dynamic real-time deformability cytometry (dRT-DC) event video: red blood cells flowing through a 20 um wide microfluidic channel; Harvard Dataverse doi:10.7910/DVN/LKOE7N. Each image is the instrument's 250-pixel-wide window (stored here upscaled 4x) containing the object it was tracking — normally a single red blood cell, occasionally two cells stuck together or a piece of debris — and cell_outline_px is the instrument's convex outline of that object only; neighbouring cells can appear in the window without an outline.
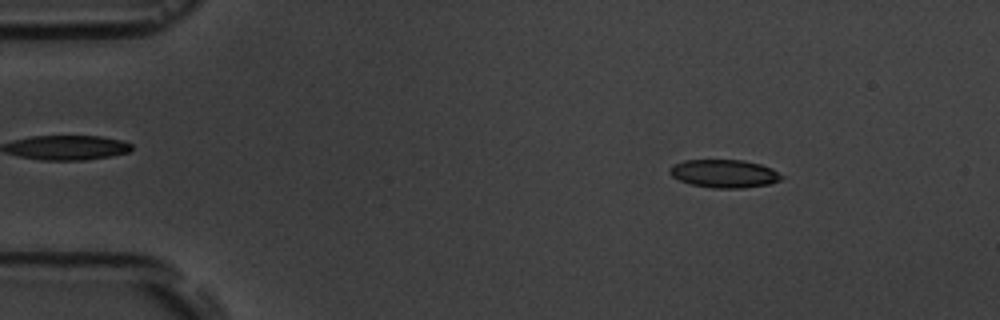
{"species": "common noctule bat (a hibernating species)", "species_latin": "Nyctalus noctula", "temperature_condition": "room temperature", "stored_images_in_passage": 9, "camera_frame_rate_fps": 3000, "um_per_image_px": 0.085, "animal": {"sex": "male", "body_mass_g": 19.5, "forearm_length_mm": 54.6}, "frame": {"image": 1, "passage_image": 2, "time_ms": 1.333, "image_size_px": [1000, 320], "cell_outline_px": [[784, 176], [780, 180], [768, 184], [744, 188], [712, 188], [692, 184], [680, 180], [672, 176], [668, 172], [668, 168], [684, 160], [744, 160], [760, 164], [772, 168]], "centroid_in_image_um": [61.57, 14.75], "position_along_channel_um": 23.4, "area_um2": 18.26}}
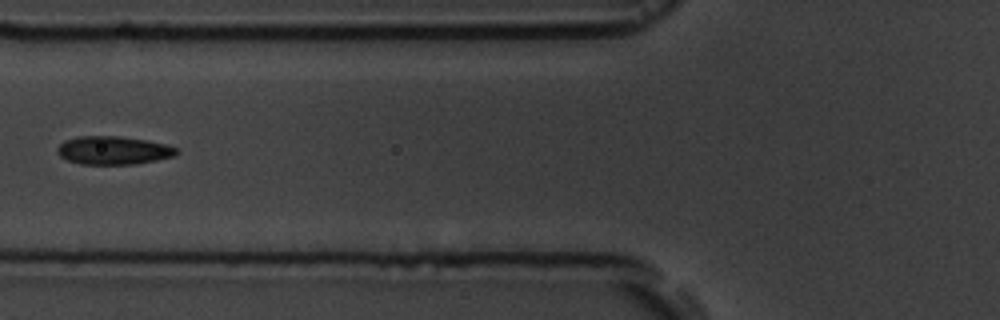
{"frame": {"image": 2, "passage_image": 6, "time_ms": 6.0, "image_size_px": [1000, 320], "cell_outline_px": [[180, 152], [172, 156], [156, 160], [136, 164], [80, 164], [68, 160], [60, 156], [56, 152], [56, 148], [64, 140], [76, 136], [120, 136], [148, 140], [164, 144], [176, 148]], "centroid_in_image_um": [9.6, 12.77], "position_along_channel_um": 116.2, "area_um2": 19.71}}
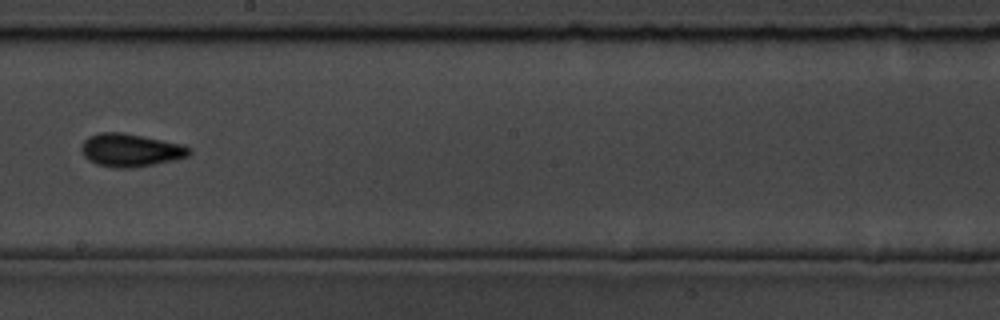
{"frame": {"image": 3, "passage_image": 9, "time_ms": 9.333, "image_size_px": [1000, 320], "cell_outline_px": [[192, 152], [188, 156], [176, 160], [128, 168], [116, 168], [96, 164], [88, 160], [84, 156], [80, 148], [80, 144], [88, 136], [100, 132], [124, 132], [184, 144], [192, 148]], "centroid_in_image_um": [11.1, 12.75], "position_along_channel_um": 237.1, "area_um2": 21.04}}